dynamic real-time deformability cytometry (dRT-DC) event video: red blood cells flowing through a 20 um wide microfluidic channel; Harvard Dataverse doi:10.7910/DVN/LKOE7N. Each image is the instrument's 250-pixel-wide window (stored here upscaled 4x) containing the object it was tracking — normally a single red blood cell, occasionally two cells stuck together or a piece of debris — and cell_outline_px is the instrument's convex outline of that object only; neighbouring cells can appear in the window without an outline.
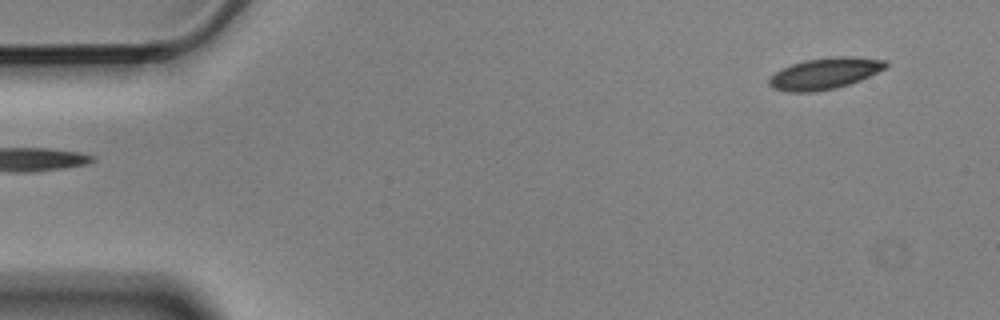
{"species": "Egyptian fruit bat (a non-hibernating species)", "species_latin": "Rousettus aegyptiacus", "temperature_condition": "cold", "stored_images_in_passage": 4, "segment_of_instrument_passage": [2, 2], "camera_frame_rate_fps": 3000, "um_per_image_px": 0.085, "animal": {"sex": "male"}, "frame": {"image": 1, "passage_image": 4, "time_ms": 1.0, "image_size_px": [1000, 320], "cell_outline_px": [[888, 64], [884, 68], [860, 80], [836, 88], [812, 92], [788, 92], [772, 88], [768, 84], [768, 80], [776, 72], [792, 64], [804, 60], [832, 56], [852, 56], [884, 60]], "centroid_in_image_um": [70.08, 6.24], "position_along_channel_um": 14.9, "area_um2": 21.1}}